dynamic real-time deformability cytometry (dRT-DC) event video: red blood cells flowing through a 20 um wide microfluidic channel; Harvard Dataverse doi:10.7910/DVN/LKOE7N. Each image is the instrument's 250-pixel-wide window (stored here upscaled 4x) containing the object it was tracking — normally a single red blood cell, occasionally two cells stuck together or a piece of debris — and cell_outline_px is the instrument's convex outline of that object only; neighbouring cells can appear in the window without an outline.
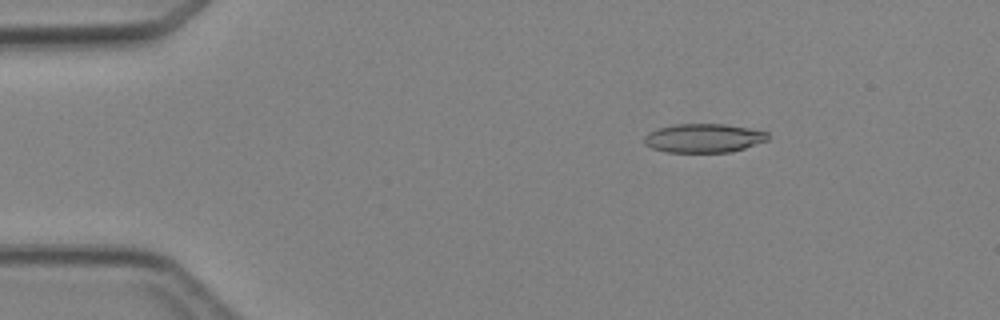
{"species": "Egyptian fruit bat (a non-hibernating species)", "species_latin": "Rousettus aegyptiacus", "temperature_condition": "cold", "stored_images_in_passage": 5, "camera_frame_rate_fps": 3000, "um_per_image_px": 0.085, "animal": {"sex": "female"}, "frame": {"image": 1, "passage_image": 2, "time_ms": 2.333, "image_size_px": [1000, 320], "cell_outline_px": [[768, 140], [732, 152], [668, 152], [652, 148], [644, 144], [644, 136], [648, 132], [656, 128], [672, 124], [724, 124], [748, 128], [768, 132]], "centroid_in_image_um": [59.77, 11.73], "position_along_channel_um": 25.2, "area_um2": 20.87}}
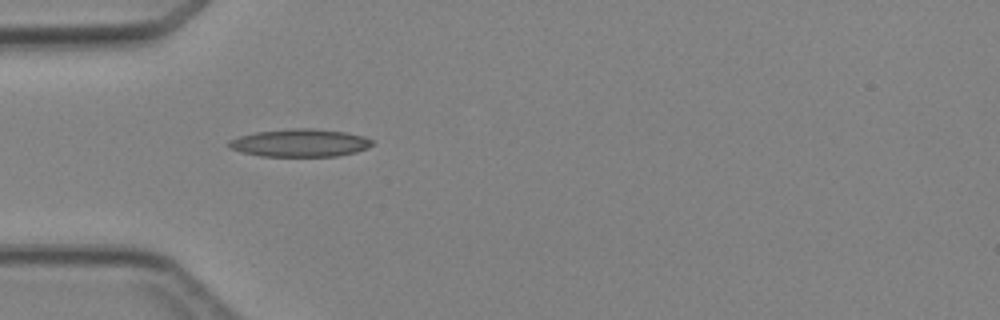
{"frame": {"image": 2, "passage_image": 4, "time_ms": 4.667, "image_size_px": [1000, 320], "cell_outline_px": [[372, 144], [368, 148], [356, 152], [336, 156], [260, 156], [240, 152], [228, 148], [228, 140], [240, 136], [256, 132], [292, 128], [312, 128], [344, 132], [364, 136], [372, 140]], "centroid_in_image_um": [25.47, 12.15], "position_along_channel_um": 59.5, "area_um2": 23.24}}
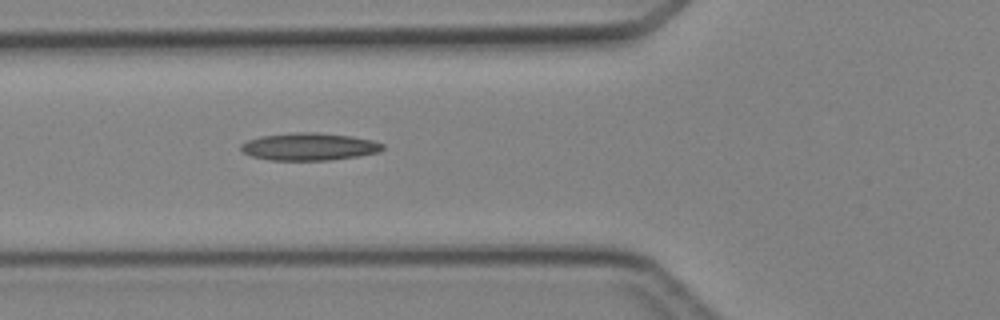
{"frame": {"image": 3, "passage_image": 5, "time_ms": 5.667, "image_size_px": [1000, 320], "cell_outline_px": [[384, 148], [380, 152], [360, 156], [328, 160], [268, 160], [252, 156], [240, 152], [240, 144], [248, 140], [260, 136], [296, 132], [316, 132], [352, 136], [372, 140], [384, 144]], "centroid_in_image_um": [26.27, 12.46], "position_along_channel_um": 99.5, "area_um2": 22.89}}